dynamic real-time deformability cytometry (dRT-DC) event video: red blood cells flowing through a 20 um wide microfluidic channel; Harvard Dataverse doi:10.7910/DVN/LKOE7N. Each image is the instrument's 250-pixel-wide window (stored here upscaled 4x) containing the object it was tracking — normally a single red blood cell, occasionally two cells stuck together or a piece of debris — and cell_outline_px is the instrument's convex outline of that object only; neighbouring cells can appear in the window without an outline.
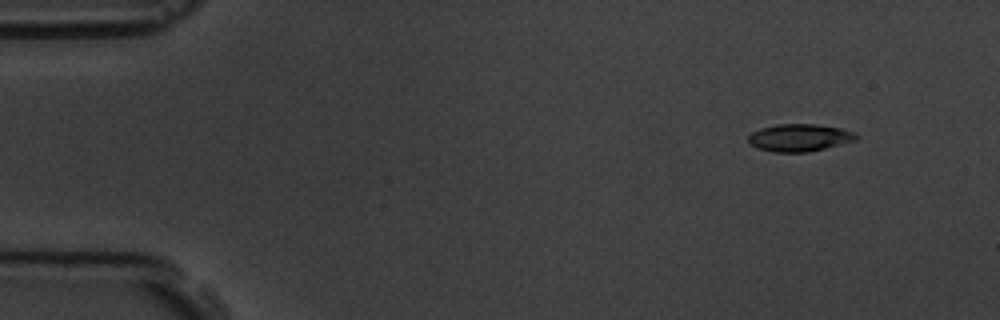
{"species": "common noctule bat (a hibernating species)", "species_latin": "Nyctalus noctula", "temperature_condition": "room temperature", "stored_images_in_passage": 7, "camera_frame_rate_fps": 3000, "um_per_image_px": 0.085, "animal": {"sex": "male", "body_mass_g": 19.5, "forearm_length_mm": 54.6}, "frame": {"image": 1, "passage_image": 2, "time_ms": 1.333, "image_size_px": [1000, 320], "cell_outline_px": [[860, 136], [856, 140], [808, 152], [772, 152], [760, 148], [752, 144], [748, 140], [748, 136], [752, 132], [760, 128], [776, 124], [816, 124], [840, 128], [852, 132]], "centroid_in_image_um": [67.95, 11.69], "position_along_channel_um": 17.0, "area_um2": 17.05}}
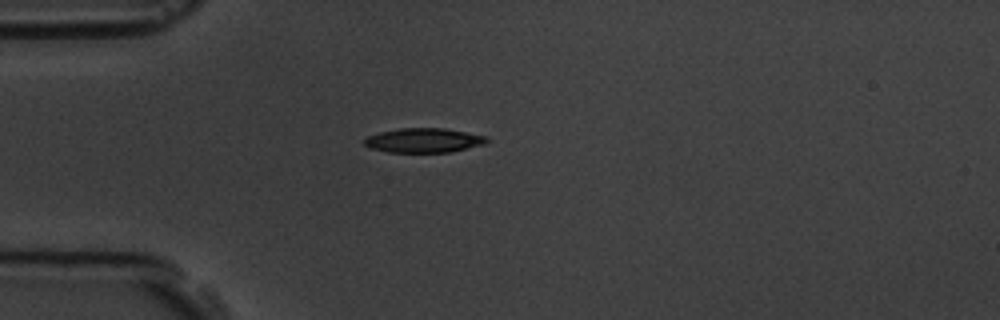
{"frame": {"image": 2, "passage_image": 5, "time_ms": 4.667, "image_size_px": [1000, 320], "cell_outline_px": [[488, 140], [484, 144], [448, 152], [388, 152], [368, 148], [364, 144], [364, 140], [368, 136], [380, 132], [400, 128], [444, 128], [488, 136]], "centroid_in_image_um": [35.99, 11.93], "position_along_channel_um": 49.0, "area_um2": 17.34}}
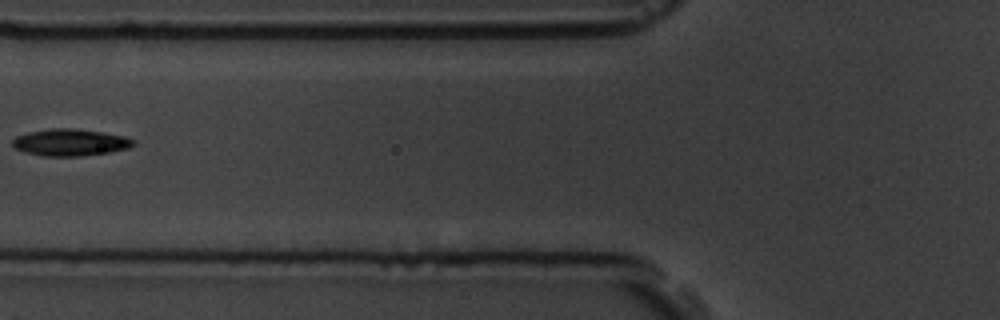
{"frame": {"image": 3, "passage_image": 7, "time_ms": 7.0, "image_size_px": [1000, 320], "cell_outline_px": [[136, 144], [128, 148], [108, 152], [80, 156], [40, 156], [24, 152], [12, 148], [12, 140], [16, 136], [28, 132], [48, 128], [72, 128], [100, 132], [124, 136], [132, 140]], "centroid_in_image_um": [5.89, 12.11], "position_along_channel_um": 119.9, "area_um2": 18.96}}